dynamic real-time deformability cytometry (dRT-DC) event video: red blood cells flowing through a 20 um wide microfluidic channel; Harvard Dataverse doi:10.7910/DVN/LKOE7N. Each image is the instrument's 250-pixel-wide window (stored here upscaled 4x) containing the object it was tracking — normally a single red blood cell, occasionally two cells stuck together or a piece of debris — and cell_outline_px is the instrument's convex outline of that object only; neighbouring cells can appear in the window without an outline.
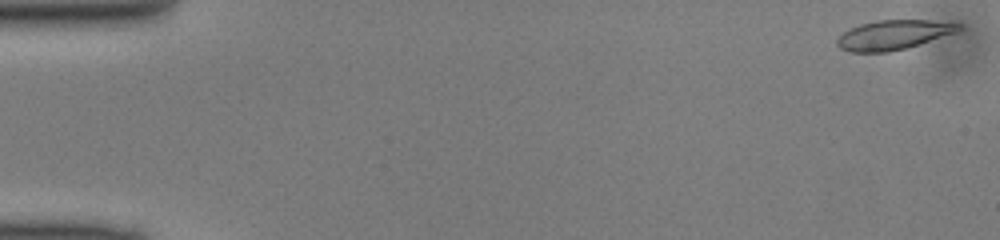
{"species": "common noctule bat (a hibernating species)", "species_latin": "Nyctalus noctula", "temperature_condition": "cold", "stored_images_in_passage": 49, "camera_frame_rate_fps": 3000, "um_per_image_px": 0.085, "animal": {"sex": "male", "body_mass_g": 13.0, "forearm_length_mm": 53.1}, "frame": {"image": 1, "passage_image": 1, "time_ms": 0.0, "image_size_px": [1000, 240], "cell_outline_px": [[964, 28], [904, 48], [888, 52], [848, 52], [840, 48], [836, 44], [836, 40], [844, 32], [860, 24], [880, 20], [928, 20], [964, 24]], "centroid_in_image_um": [75.88, 2.96], "position_along_channel_um": 9.1, "area_um2": 20.35}}
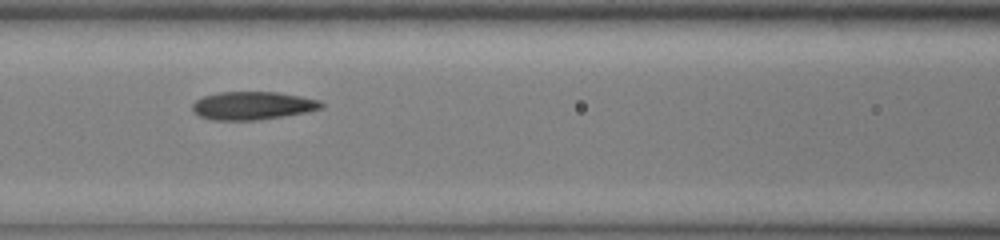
{"frame": {"image": 2, "passage_image": 21, "time_ms": 6.667, "image_size_px": [1000, 240], "cell_outline_px": [[324, 108], [308, 112], [256, 120], [212, 120], [200, 116], [192, 112], [192, 104], [196, 100], [204, 96], [220, 92], [276, 92], [300, 96], [320, 100], [324, 104]], "centroid_in_image_um": [21.48, 8.98], "position_along_channel_um": 145.1, "area_um2": 21.15}}
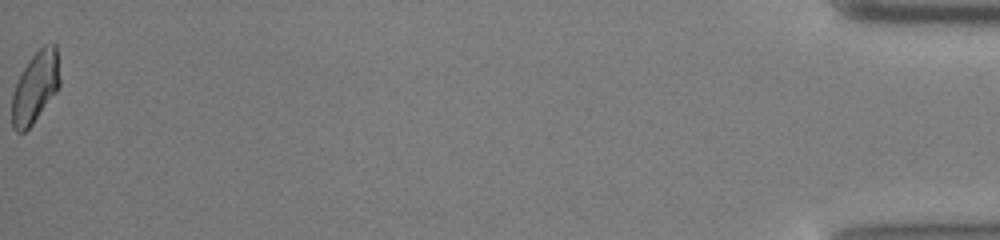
{"frame": {"image": 3, "passage_image": 49, "time_ms": 16.0, "image_size_px": [1000, 240], "cell_outline_px": [[60, 84], [56, 92], [32, 124], [24, 132], [16, 132], [12, 128], [12, 92], [20, 72], [28, 60], [44, 44], [56, 44], [60, 80]], "centroid_in_image_um": [2.98, 7.4], "position_along_channel_um": 432.2, "area_um2": 19.88}}